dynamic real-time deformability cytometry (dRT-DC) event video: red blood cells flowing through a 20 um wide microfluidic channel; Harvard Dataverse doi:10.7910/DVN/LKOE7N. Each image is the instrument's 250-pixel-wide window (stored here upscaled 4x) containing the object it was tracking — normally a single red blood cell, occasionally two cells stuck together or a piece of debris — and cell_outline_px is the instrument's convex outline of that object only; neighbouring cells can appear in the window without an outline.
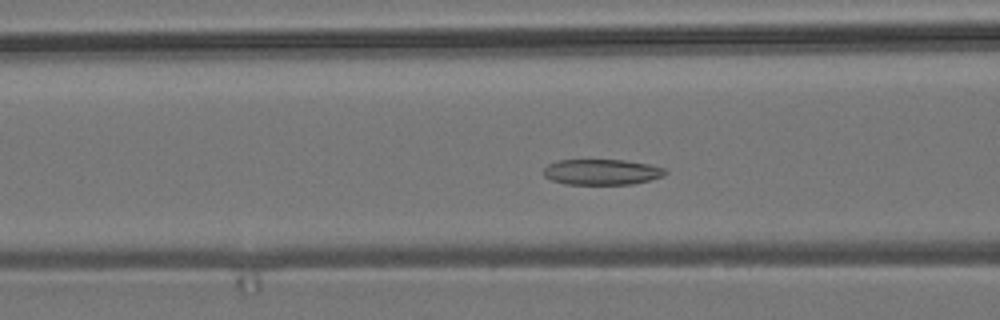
{"species": "common noctule bat (a hibernating species)", "species_latin": "Nyctalus noctula", "temperature_condition": "room temperature", "stored_images_in_passage": 53, "camera_frame_rate_fps": 3000, "um_per_image_px": 0.085, "animal": {"sex": "male", "body_mass_g": 19.2, "forearm_length_mm": 51.8}, "frame": {"image": 1, "passage_image": 19, "time_ms": 6.0, "image_size_px": [1000, 320], "cell_outline_px": [[668, 172], [664, 176], [632, 184], [564, 184], [552, 180], [544, 176], [544, 168], [548, 164], [560, 160], [624, 160], [648, 164], [664, 168]], "centroid_in_image_um": [51.15, 14.62], "position_along_channel_um": 115.5, "area_um2": 18.09}}
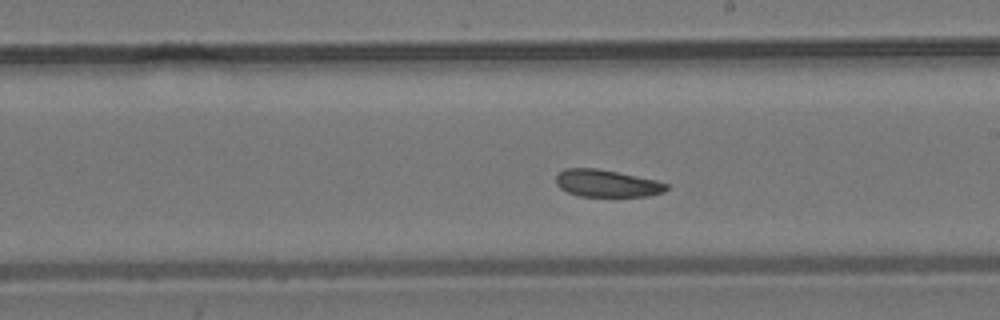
{"frame": {"image": 2, "passage_image": 29, "time_ms": 9.333, "image_size_px": [1000, 320], "cell_outline_px": [[668, 188], [664, 192], [648, 196], [580, 196], [568, 192], [560, 188], [556, 184], [556, 176], [564, 168], [596, 168], [656, 180], [668, 184]], "centroid_in_image_um": [51.57, 15.59], "position_along_channel_um": 237.4, "area_um2": 17.4}}
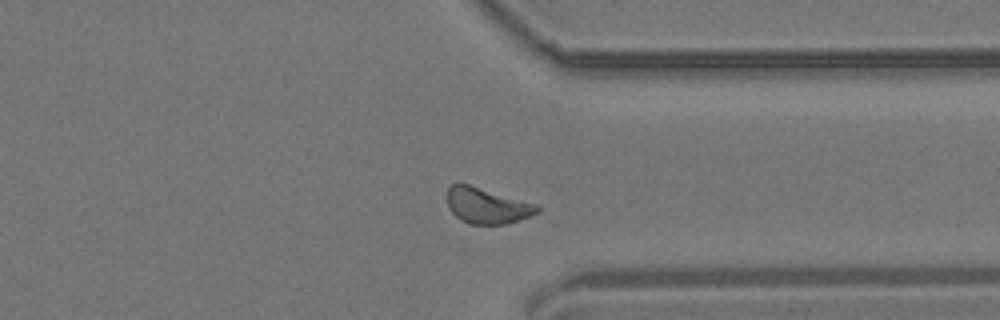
{"frame": {"image": 3, "passage_image": 40, "time_ms": 13.0, "image_size_px": [1000, 320], "cell_outline_px": [[540, 212], [532, 216], [508, 224], [468, 224], [460, 220], [448, 208], [448, 188], [452, 184], [468, 184], [536, 204], [540, 208]], "centroid_in_image_um": [41.42, 17.51], "position_along_channel_um": 370.0, "area_um2": 18.73}, "authors_computed_cell_mechanics": {"area_um2": 18.9006, "velocity_mm_per_s": 3.6634, "shape_relaxation_time_tau1_ms": 1.635, "shape_relaxation_time_tau2_ms": 4.751, "deformation_change_tau1": 0.0633, "deformation_change_tau2": 0.0995}}